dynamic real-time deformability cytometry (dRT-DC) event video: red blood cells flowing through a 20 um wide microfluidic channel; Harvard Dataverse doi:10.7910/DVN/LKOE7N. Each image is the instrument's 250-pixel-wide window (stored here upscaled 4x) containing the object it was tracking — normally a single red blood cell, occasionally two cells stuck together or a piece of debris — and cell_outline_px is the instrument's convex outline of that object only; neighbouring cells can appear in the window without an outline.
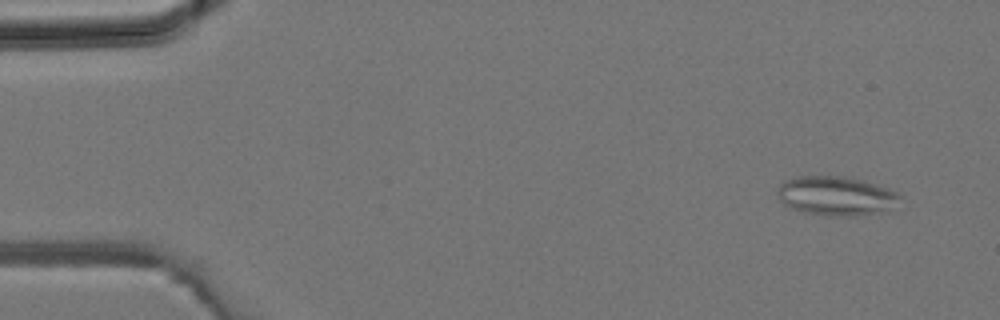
{"species": "common noctule bat (a hibernating species)", "species_latin": "Nyctalus noctula", "temperature_condition": "room temperature", "stored_images_in_passage": 3, "camera_frame_rate_fps": 3000, "um_per_image_px": 0.085, "animal": {"sex": "male", "body_mass_g": 19.2, "forearm_length_mm": 51.8}, "frame": {"image": 1, "passage_image": 1, "time_ms": 0.0, "image_size_px": [1000, 320], "cell_outline_px": [[900, 196], [880, 208], [872, 212], [852, 216], [828, 216], [804, 212], [792, 208], [784, 204], [780, 200], [780, 184], [784, 180], [796, 176], [852, 176], [876, 184], [896, 192]], "centroid_in_image_um": [70.92, 16.6], "position_along_channel_um": 14.1, "area_um2": 26.88}}